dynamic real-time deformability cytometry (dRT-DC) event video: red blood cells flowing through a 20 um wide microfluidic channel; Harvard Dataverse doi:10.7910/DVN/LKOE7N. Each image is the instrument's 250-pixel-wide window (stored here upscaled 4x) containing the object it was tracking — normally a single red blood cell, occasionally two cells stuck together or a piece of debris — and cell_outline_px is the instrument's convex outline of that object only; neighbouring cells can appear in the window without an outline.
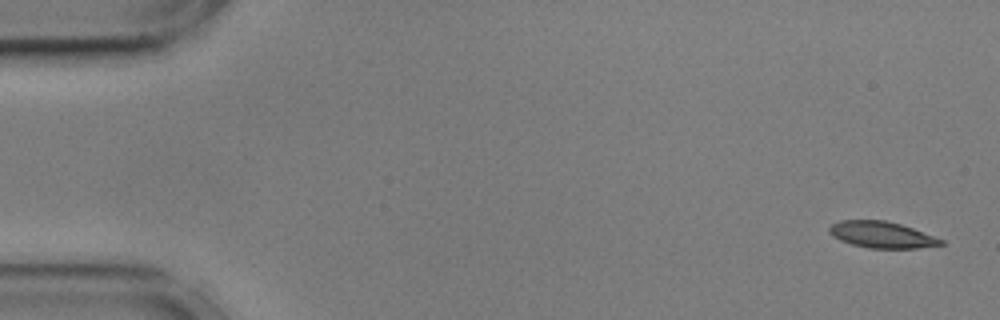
{"species": "common noctule bat (a hibernating species)", "species_latin": "Nyctalus noctula", "temperature_condition": "cold", "stored_images_in_passage": 54, "camera_frame_rate_fps": 3000, "um_per_image_px": 0.085, "animal": {"sex": "male", "body_mass_g": 17.9, "forearm_length_mm": 54.2}, "frame": {"image": 1, "passage_image": 1, "time_ms": 0.0, "image_size_px": [1000, 320], "cell_outline_px": [[944, 244], [916, 248], [868, 248], [852, 244], [840, 240], [832, 236], [828, 232], [828, 228], [832, 224], [840, 220], [884, 220], [900, 224], [912, 228], [944, 240]], "centroid_in_image_um": [74.91, 19.95], "position_along_channel_um": 10.1, "area_um2": 17.05}}
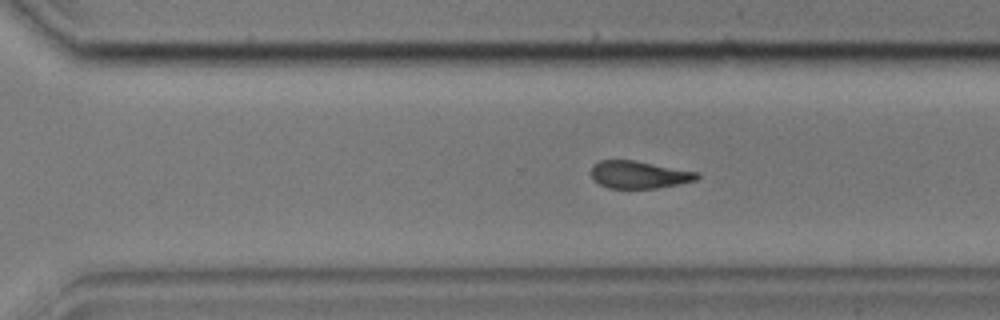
{"frame": {"image": 2, "passage_image": 37, "time_ms": 12.0, "image_size_px": [1000, 320], "cell_outline_px": [[700, 176], [696, 180], [656, 188], [608, 188], [592, 180], [592, 164], [600, 160], [636, 160], [700, 172]], "centroid_in_image_um": [54.31, 14.83], "position_along_channel_um": 316.3, "area_um2": 17.05}}
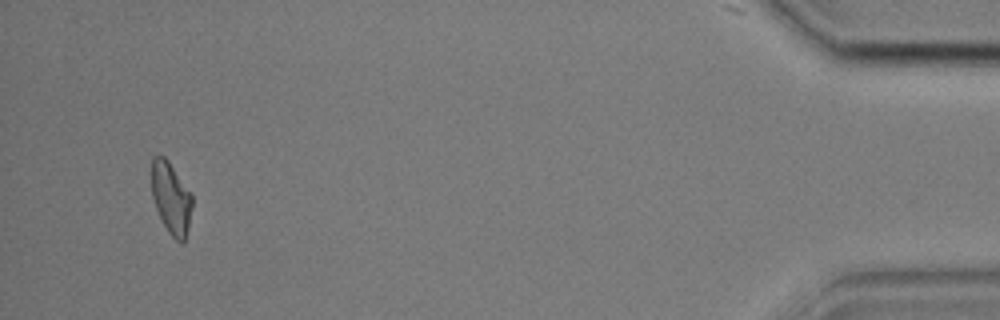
{"frame": {"image": 3, "passage_image": 52, "time_ms": 17.0, "image_size_px": [1000, 320], "cell_outline_px": [[192, 204], [184, 244], [180, 244], [168, 232], [156, 208], [152, 196], [152, 156], [164, 156], [168, 160], [192, 192]], "centroid_in_image_um": [14.55, 16.82], "position_along_channel_um": 420.6, "area_um2": 16.94}}